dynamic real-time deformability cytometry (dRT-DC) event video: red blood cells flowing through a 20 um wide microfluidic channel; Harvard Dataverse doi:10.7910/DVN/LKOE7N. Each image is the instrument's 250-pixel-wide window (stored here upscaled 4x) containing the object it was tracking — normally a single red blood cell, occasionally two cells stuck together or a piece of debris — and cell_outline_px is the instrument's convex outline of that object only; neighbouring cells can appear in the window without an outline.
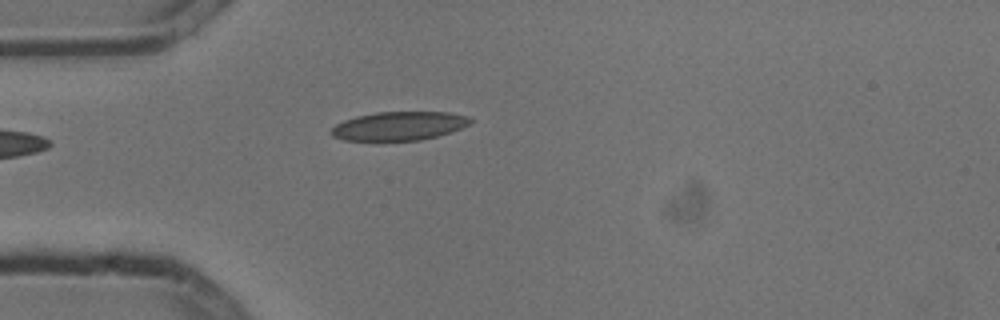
{"species": "common noctule bat (a hibernating species)", "species_latin": "Nyctalus noctula", "temperature_condition": "cold", "stored_images_in_passage": 2, "camera_frame_rate_fps": 3000, "um_per_image_px": 0.085, "animal": {"sex": "male", "body_mass_g": 13.3}, "frame": {"image": 1, "passage_image": 2, "time_ms": 0.333, "image_size_px": [1000, 320], "cell_outline_px": [[472, 124], [436, 136], [420, 140], [376, 144], [344, 140], [332, 136], [328, 132], [336, 124], [344, 120], [356, 116], [376, 112], [448, 112], [468, 116], [472, 120]], "centroid_in_image_um": [33.82, 10.76], "position_along_channel_um": 51.2, "area_um2": 24.28}}